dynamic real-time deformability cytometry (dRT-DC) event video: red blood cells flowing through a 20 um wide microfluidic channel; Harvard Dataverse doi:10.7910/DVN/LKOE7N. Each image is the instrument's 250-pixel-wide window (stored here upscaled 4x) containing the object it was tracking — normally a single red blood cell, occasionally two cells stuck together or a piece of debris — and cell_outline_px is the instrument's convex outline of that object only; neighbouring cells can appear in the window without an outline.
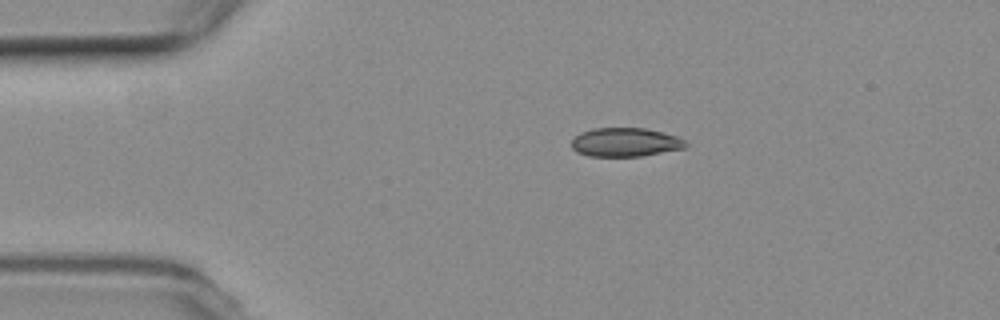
{"species": "common noctule bat (a hibernating species)", "species_latin": "Nyctalus noctula", "temperature_condition": "room temperature", "stored_images_in_passage": 14, "camera_frame_rate_fps": 3000, "um_per_image_px": 0.085, "animal": {"sex": "female", "body_mass_g": 19.3, "forearm_length_mm": 54.1}, "frame": {"image": 1, "passage_image": 1, "time_ms": 0.0, "image_size_px": [1000, 320], "cell_outline_px": [[688, 148], [640, 156], [588, 156], [576, 152], [572, 148], [572, 140], [580, 132], [592, 128], [644, 128], [676, 136], [684, 140], [688, 144]], "centroid_in_image_um": [53.15, 12.09], "position_along_channel_um": 31.9, "area_um2": 19.19}}
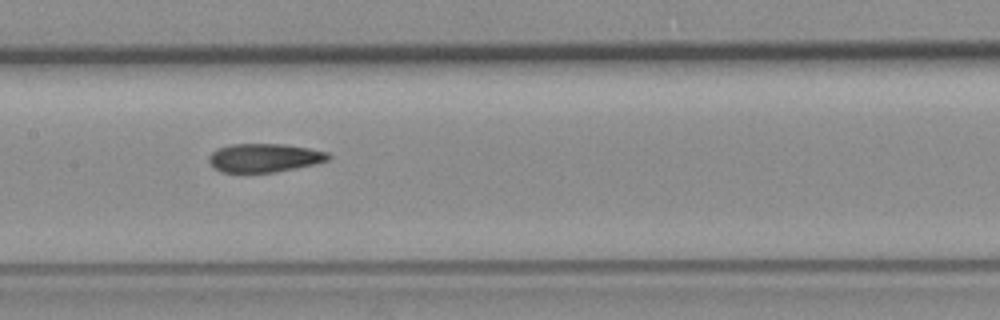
{"frame": {"image": 2, "passage_image": 6, "time_ms": 5.667, "image_size_px": [1000, 320], "cell_outline_px": [[332, 156], [328, 160], [296, 168], [272, 172], [220, 172], [208, 160], [208, 156], [216, 148], [228, 144], [284, 144], [308, 148], [328, 152]], "centroid_in_image_um": [22.45, 13.4], "position_along_channel_um": 185.0, "area_um2": 19.83}}
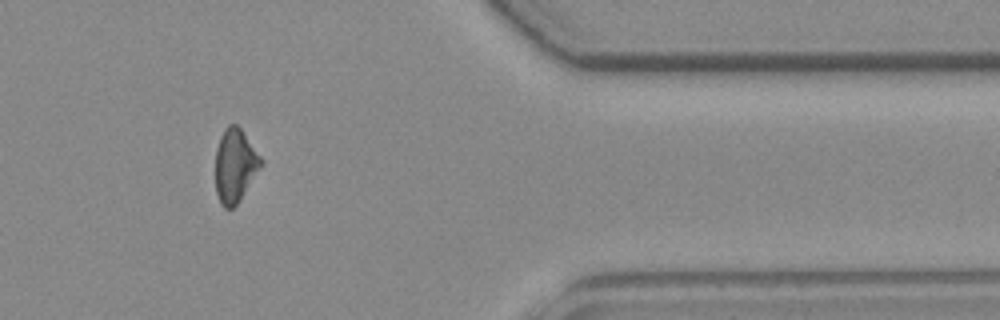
{"frame": {"image": 3, "passage_image": 11, "time_ms": 12.333, "image_size_px": [1000, 320], "cell_outline_px": [[264, 160], [260, 168], [240, 200], [232, 208], [224, 208], [220, 204], [216, 192], [216, 148], [220, 136], [224, 128], [228, 124], [236, 124], [240, 128]], "centroid_in_image_um": [19.97, 14.06], "position_along_channel_um": 391.4, "area_um2": 19.48}, "authors_computed_cell_mechanics": {"area_um2": 19.9121, "velocity_mm_per_s": 3.5048, "shape_relaxation_time_tau1_ms": null, "shape_relaxation_time_tau2_ms": 6.7069, "deformation_change_tau1": null, "deformation_change_tau2": 0.1033}}